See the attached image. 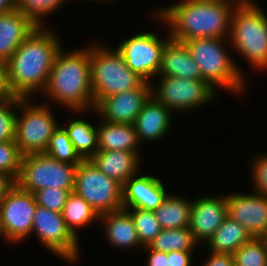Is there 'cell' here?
<instances>
[{"label":"cell","mask_w":267,"mask_h":266,"mask_svg":"<svg viewBox=\"0 0 267 266\" xmlns=\"http://www.w3.org/2000/svg\"><path fill=\"white\" fill-rule=\"evenodd\" d=\"M50 27L37 26L7 61L8 83L14 96L30 98L43 92L61 41Z\"/></svg>","instance_id":"cell-1"},{"label":"cell","mask_w":267,"mask_h":266,"mask_svg":"<svg viewBox=\"0 0 267 266\" xmlns=\"http://www.w3.org/2000/svg\"><path fill=\"white\" fill-rule=\"evenodd\" d=\"M236 6L223 0H179L157 10L155 17L167 25L171 39H229L232 12Z\"/></svg>","instance_id":"cell-2"},{"label":"cell","mask_w":267,"mask_h":266,"mask_svg":"<svg viewBox=\"0 0 267 266\" xmlns=\"http://www.w3.org/2000/svg\"><path fill=\"white\" fill-rule=\"evenodd\" d=\"M82 48L67 52L62 47L42 92L47 99L75 114L95 109L90 75V46Z\"/></svg>","instance_id":"cell-3"},{"label":"cell","mask_w":267,"mask_h":266,"mask_svg":"<svg viewBox=\"0 0 267 266\" xmlns=\"http://www.w3.org/2000/svg\"><path fill=\"white\" fill-rule=\"evenodd\" d=\"M225 41L229 42L221 38H195L183 43L200 68L202 80L216 91L219 87L231 94H243L247 85L245 74L227 52Z\"/></svg>","instance_id":"cell-4"},{"label":"cell","mask_w":267,"mask_h":266,"mask_svg":"<svg viewBox=\"0 0 267 266\" xmlns=\"http://www.w3.org/2000/svg\"><path fill=\"white\" fill-rule=\"evenodd\" d=\"M255 2L236 6L230 22L229 45L258 70H267V15Z\"/></svg>","instance_id":"cell-5"},{"label":"cell","mask_w":267,"mask_h":266,"mask_svg":"<svg viewBox=\"0 0 267 266\" xmlns=\"http://www.w3.org/2000/svg\"><path fill=\"white\" fill-rule=\"evenodd\" d=\"M90 45V75L94 105L102 98L138 88L144 80L126 64L116 49Z\"/></svg>","instance_id":"cell-6"},{"label":"cell","mask_w":267,"mask_h":266,"mask_svg":"<svg viewBox=\"0 0 267 266\" xmlns=\"http://www.w3.org/2000/svg\"><path fill=\"white\" fill-rule=\"evenodd\" d=\"M30 102L18 97L15 142L23 155L45 152L59 126L47 104Z\"/></svg>","instance_id":"cell-7"},{"label":"cell","mask_w":267,"mask_h":266,"mask_svg":"<svg viewBox=\"0 0 267 266\" xmlns=\"http://www.w3.org/2000/svg\"><path fill=\"white\" fill-rule=\"evenodd\" d=\"M76 167L58 161L45 152L23 155L16 185L32 194L48 187L74 189Z\"/></svg>","instance_id":"cell-8"},{"label":"cell","mask_w":267,"mask_h":266,"mask_svg":"<svg viewBox=\"0 0 267 266\" xmlns=\"http://www.w3.org/2000/svg\"><path fill=\"white\" fill-rule=\"evenodd\" d=\"M73 191L99 216L123 209V184L101 172L90 159L77 165Z\"/></svg>","instance_id":"cell-9"},{"label":"cell","mask_w":267,"mask_h":266,"mask_svg":"<svg viewBox=\"0 0 267 266\" xmlns=\"http://www.w3.org/2000/svg\"><path fill=\"white\" fill-rule=\"evenodd\" d=\"M158 79L157 85H151V95L172 112L205 106L218 94L205 80L167 76H158Z\"/></svg>","instance_id":"cell-10"},{"label":"cell","mask_w":267,"mask_h":266,"mask_svg":"<svg viewBox=\"0 0 267 266\" xmlns=\"http://www.w3.org/2000/svg\"><path fill=\"white\" fill-rule=\"evenodd\" d=\"M167 34L165 38H159L154 32H140L123 40L116 48L127 66L145 82L152 84L160 71L164 47L171 39L169 32Z\"/></svg>","instance_id":"cell-11"},{"label":"cell","mask_w":267,"mask_h":266,"mask_svg":"<svg viewBox=\"0 0 267 266\" xmlns=\"http://www.w3.org/2000/svg\"><path fill=\"white\" fill-rule=\"evenodd\" d=\"M54 255L71 264L79 262V238L66 227L62 213L37 205L33 217L32 234Z\"/></svg>","instance_id":"cell-12"},{"label":"cell","mask_w":267,"mask_h":266,"mask_svg":"<svg viewBox=\"0 0 267 266\" xmlns=\"http://www.w3.org/2000/svg\"><path fill=\"white\" fill-rule=\"evenodd\" d=\"M36 207L34 194L17 185L0 200L1 225L7 242L17 244L32 235Z\"/></svg>","instance_id":"cell-13"},{"label":"cell","mask_w":267,"mask_h":266,"mask_svg":"<svg viewBox=\"0 0 267 266\" xmlns=\"http://www.w3.org/2000/svg\"><path fill=\"white\" fill-rule=\"evenodd\" d=\"M227 215L253 238L267 236V196L256 192L226 195Z\"/></svg>","instance_id":"cell-14"},{"label":"cell","mask_w":267,"mask_h":266,"mask_svg":"<svg viewBox=\"0 0 267 266\" xmlns=\"http://www.w3.org/2000/svg\"><path fill=\"white\" fill-rule=\"evenodd\" d=\"M151 85L144 81L138 88L104 97L95 105L93 113H98L107 122L134 124L144 103L151 96Z\"/></svg>","instance_id":"cell-15"},{"label":"cell","mask_w":267,"mask_h":266,"mask_svg":"<svg viewBox=\"0 0 267 266\" xmlns=\"http://www.w3.org/2000/svg\"><path fill=\"white\" fill-rule=\"evenodd\" d=\"M227 216L226 195L198 197L192 200L189 230L198 243H206Z\"/></svg>","instance_id":"cell-16"},{"label":"cell","mask_w":267,"mask_h":266,"mask_svg":"<svg viewBox=\"0 0 267 266\" xmlns=\"http://www.w3.org/2000/svg\"><path fill=\"white\" fill-rule=\"evenodd\" d=\"M140 174L123 184V208L154 211L168 195L166 186L155 176Z\"/></svg>","instance_id":"cell-17"},{"label":"cell","mask_w":267,"mask_h":266,"mask_svg":"<svg viewBox=\"0 0 267 266\" xmlns=\"http://www.w3.org/2000/svg\"><path fill=\"white\" fill-rule=\"evenodd\" d=\"M173 112L152 95L144 103L134 122L139 143L157 142L165 138L172 126Z\"/></svg>","instance_id":"cell-18"},{"label":"cell","mask_w":267,"mask_h":266,"mask_svg":"<svg viewBox=\"0 0 267 266\" xmlns=\"http://www.w3.org/2000/svg\"><path fill=\"white\" fill-rule=\"evenodd\" d=\"M102 222V223H101ZM104 235L109 245L118 249L144 248L139 240L135 224L126 209L108 212L99 216Z\"/></svg>","instance_id":"cell-19"},{"label":"cell","mask_w":267,"mask_h":266,"mask_svg":"<svg viewBox=\"0 0 267 266\" xmlns=\"http://www.w3.org/2000/svg\"><path fill=\"white\" fill-rule=\"evenodd\" d=\"M90 160L101 172L121 184L137 175L142 163L138 153L118 150L97 151Z\"/></svg>","instance_id":"cell-20"},{"label":"cell","mask_w":267,"mask_h":266,"mask_svg":"<svg viewBox=\"0 0 267 266\" xmlns=\"http://www.w3.org/2000/svg\"><path fill=\"white\" fill-rule=\"evenodd\" d=\"M158 76L202 80L200 68L186 45L173 39L164 47Z\"/></svg>","instance_id":"cell-21"},{"label":"cell","mask_w":267,"mask_h":266,"mask_svg":"<svg viewBox=\"0 0 267 266\" xmlns=\"http://www.w3.org/2000/svg\"><path fill=\"white\" fill-rule=\"evenodd\" d=\"M36 27L17 10L0 15V59L7 62Z\"/></svg>","instance_id":"cell-22"},{"label":"cell","mask_w":267,"mask_h":266,"mask_svg":"<svg viewBox=\"0 0 267 266\" xmlns=\"http://www.w3.org/2000/svg\"><path fill=\"white\" fill-rule=\"evenodd\" d=\"M97 142L98 151H129L141 155L138 149L141 144L133 124L111 123L102 120L97 125Z\"/></svg>","instance_id":"cell-23"},{"label":"cell","mask_w":267,"mask_h":266,"mask_svg":"<svg viewBox=\"0 0 267 266\" xmlns=\"http://www.w3.org/2000/svg\"><path fill=\"white\" fill-rule=\"evenodd\" d=\"M251 238L243 225L227 216L206 243L209 251L233 254Z\"/></svg>","instance_id":"cell-24"},{"label":"cell","mask_w":267,"mask_h":266,"mask_svg":"<svg viewBox=\"0 0 267 266\" xmlns=\"http://www.w3.org/2000/svg\"><path fill=\"white\" fill-rule=\"evenodd\" d=\"M192 201L168 194L154 214L162 229L189 228Z\"/></svg>","instance_id":"cell-25"},{"label":"cell","mask_w":267,"mask_h":266,"mask_svg":"<svg viewBox=\"0 0 267 266\" xmlns=\"http://www.w3.org/2000/svg\"><path fill=\"white\" fill-rule=\"evenodd\" d=\"M61 213L66 227L76 238L79 237L77 230L94 222L99 223V214L74 191L70 193Z\"/></svg>","instance_id":"cell-26"},{"label":"cell","mask_w":267,"mask_h":266,"mask_svg":"<svg viewBox=\"0 0 267 266\" xmlns=\"http://www.w3.org/2000/svg\"><path fill=\"white\" fill-rule=\"evenodd\" d=\"M62 127L83 160H89L95 155L98 151L97 126L87 120L76 118Z\"/></svg>","instance_id":"cell-27"},{"label":"cell","mask_w":267,"mask_h":266,"mask_svg":"<svg viewBox=\"0 0 267 266\" xmlns=\"http://www.w3.org/2000/svg\"><path fill=\"white\" fill-rule=\"evenodd\" d=\"M200 245L189 228L162 229L149 244L155 251L169 253L171 251H193Z\"/></svg>","instance_id":"cell-28"},{"label":"cell","mask_w":267,"mask_h":266,"mask_svg":"<svg viewBox=\"0 0 267 266\" xmlns=\"http://www.w3.org/2000/svg\"><path fill=\"white\" fill-rule=\"evenodd\" d=\"M45 153L58 161L72 165H78L83 161L75 150L67 132L60 125L51 136Z\"/></svg>","instance_id":"cell-29"},{"label":"cell","mask_w":267,"mask_h":266,"mask_svg":"<svg viewBox=\"0 0 267 266\" xmlns=\"http://www.w3.org/2000/svg\"><path fill=\"white\" fill-rule=\"evenodd\" d=\"M236 266H267V244L264 238H251L233 254Z\"/></svg>","instance_id":"cell-30"},{"label":"cell","mask_w":267,"mask_h":266,"mask_svg":"<svg viewBox=\"0 0 267 266\" xmlns=\"http://www.w3.org/2000/svg\"><path fill=\"white\" fill-rule=\"evenodd\" d=\"M65 0H15V10L28 17L36 26H44V18L58 11Z\"/></svg>","instance_id":"cell-31"},{"label":"cell","mask_w":267,"mask_h":266,"mask_svg":"<svg viewBox=\"0 0 267 266\" xmlns=\"http://www.w3.org/2000/svg\"><path fill=\"white\" fill-rule=\"evenodd\" d=\"M124 209L129 212L133 219L141 245L143 247L149 246L155 237L162 231L154 212L140 208Z\"/></svg>","instance_id":"cell-32"},{"label":"cell","mask_w":267,"mask_h":266,"mask_svg":"<svg viewBox=\"0 0 267 266\" xmlns=\"http://www.w3.org/2000/svg\"><path fill=\"white\" fill-rule=\"evenodd\" d=\"M18 97L0 98V141L15 140Z\"/></svg>","instance_id":"cell-33"},{"label":"cell","mask_w":267,"mask_h":266,"mask_svg":"<svg viewBox=\"0 0 267 266\" xmlns=\"http://www.w3.org/2000/svg\"><path fill=\"white\" fill-rule=\"evenodd\" d=\"M22 159L23 154L15 140L0 141V171L11 175L17 180L20 174Z\"/></svg>","instance_id":"cell-34"},{"label":"cell","mask_w":267,"mask_h":266,"mask_svg":"<svg viewBox=\"0 0 267 266\" xmlns=\"http://www.w3.org/2000/svg\"><path fill=\"white\" fill-rule=\"evenodd\" d=\"M73 190L48 187L36 191L34 197L38 206L61 213Z\"/></svg>","instance_id":"cell-35"},{"label":"cell","mask_w":267,"mask_h":266,"mask_svg":"<svg viewBox=\"0 0 267 266\" xmlns=\"http://www.w3.org/2000/svg\"><path fill=\"white\" fill-rule=\"evenodd\" d=\"M257 156V157H256ZM252 158L251 167L252 178L251 180L254 189L253 192L264 194L267 196V153L258 154Z\"/></svg>","instance_id":"cell-36"},{"label":"cell","mask_w":267,"mask_h":266,"mask_svg":"<svg viewBox=\"0 0 267 266\" xmlns=\"http://www.w3.org/2000/svg\"><path fill=\"white\" fill-rule=\"evenodd\" d=\"M193 251H171L168 253V266H191Z\"/></svg>","instance_id":"cell-37"},{"label":"cell","mask_w":267,"mask_h":266,"mask_svg":"<svg viewBox=\"0 0 267 266\" xmlns=\"http://www.w3.org/2000/svg\"><path fill=\"white\" fill-rule=\"evenodd\" d=\"M208 260L202 266H233V255L229 253H215L209 251Z\"/></svg>","instance_id":"cell-38"},{"label":"cell","mask_w":267,"mask_h":266,"mask_svg":"<svg viewBox=\"0 0 267 266\" xmlns=\"http://www.w3.org/2000/svg\"><path fill=\"white\" fill-rule=\"evenodd\" d=\"M143 249L142 251L149 253L146 262L147 266H168V253L155 251L149 246H145Z\"/></svg>","instance_id":"cell-39"},{"label":"cell","mask_w":267,"mask_h":266,"mask_svg":"<svg viewBox=\"0 0 267 266\" xmlns=\"http://www.w3.org/2000/svg\"><path fill=\"white\" fill-rule=\"evenodd\" d=\"M3 97H17L11 92L8 83L7 62L0 59V98Z\"/></svg>","instance_id":"cell-40"},{"label":"cell","mask_w":267,"mask_h":266,"mask_svg":"<svg viewBox=\"0 0 267 266\" xmlns=\"http://www.w3.org/2000/svg\"><path fill=\"white\" fill-rule=\"evenodd\" d=\"M16 185V180L9 174L0 171V200Z\"/></svg>","instance_id":"cell-41"},{"label":"cell","mask_w":267,"mask_h":266,"mask_svg":"<svg viewBox=\"0 0 267 266\" xmlns=\"http://www.w3.org/2000/svg\"><path fill=\"white\" fill-rule=\"evenodd\" d=\"M14 10H15V0H0V15Z\"/></svg>","instance_id":"cell-42"},{"label":"cell","mask_w":267,"mask_h":266,"mask_svg":"<svg viewBox=\"0 0 267 266\" xmlns=\"http://www.w3.org/2000/svg\"><path fill=\"white\" fill-rule=\"evenodd\" d=\"M227 2L233 3L235 6H247V5H252L255 4L253 0H223Z\"/></svg>","instance_id":"cell-43"},{"label":"cell","mask_w":267,"mask_h":266,"mask_svg":"<svg viewBox=\"0 0 267 266\" xmlns=\"http://www.w3.org/2000/svg\"><path fill=\"white\" fill-rule=\"evenodd\" d=\"M0 237L4 238V240L7 241L5 234H4V231H3V228H2V225H1V220H0Z\"/></svg>","instance_id":"cell-44"},{"label":"cell","mask_w":267,"mask_h":266,"mask_svg":"<svg viewBox=\"0 0 267 266\" xmlns=\"http://www.w3.org/2000/svg\"><path fill=\"white\" fill-rule=\"evenodd\" d=\"M69 0H65V2H68ZM72 1V0H71ZM77 1V0H76ZM81 1V0H78ZM83 1V0H82ZM85 1H92V0H85ZM94 1H100V2H107V1H111V0H94Z\"/></svg>","instance_id":"cell-45"},{"label":"cell","mask_w":267,"mask_h":266,"mask_svg":"<svg viewBox=\"0 0 267 266\" xmlns=\"http://www.w3.org/2000/svg\"><path fill=\"white\" fill-rule=\"evenodd\" d=\"M264 240H265V242H266V244H267V236H266V237H264Z\"/></svg>","instance_id":"cell-46"}]
</instances>
